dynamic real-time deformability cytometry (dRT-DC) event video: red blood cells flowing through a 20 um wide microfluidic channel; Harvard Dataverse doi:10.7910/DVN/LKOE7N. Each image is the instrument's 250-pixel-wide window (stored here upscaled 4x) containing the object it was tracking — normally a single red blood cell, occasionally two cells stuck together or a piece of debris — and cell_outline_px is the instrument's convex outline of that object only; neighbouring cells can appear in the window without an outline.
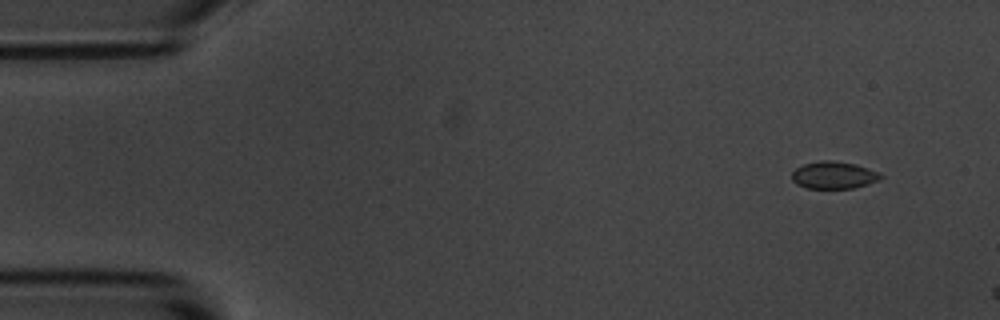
{"species": "common noctule bat (a hibernating species)", "species_latin": "Nyctalus noctula", "temperature_condition": "room temperature", "stored_images_in_passage": 5, "camera_frame_rate_fps": 3000, "um_per_image_px": 0.085, "animal": {"sex": "male", "body_mass_g": 20.1, "forearm_length_mm": 53.5}, "frame": {"image": 1, "passage_image": 2, "time_ms": 1.333, "image_size_px": [1000, 320], "cell_outline_px": [[884, 176], [880, 180], [868, 184], [852, 188], [808, 188], [796, 184], [792, 180], [792, 172], [796, 168], [804, 164], [820, 160], [832, 160], [856, 164], [880, 172]], "centroid_in_image_um": [70.89, 14.88], "position_along_channel_um": 14.1, "area_um2": 14.22}}